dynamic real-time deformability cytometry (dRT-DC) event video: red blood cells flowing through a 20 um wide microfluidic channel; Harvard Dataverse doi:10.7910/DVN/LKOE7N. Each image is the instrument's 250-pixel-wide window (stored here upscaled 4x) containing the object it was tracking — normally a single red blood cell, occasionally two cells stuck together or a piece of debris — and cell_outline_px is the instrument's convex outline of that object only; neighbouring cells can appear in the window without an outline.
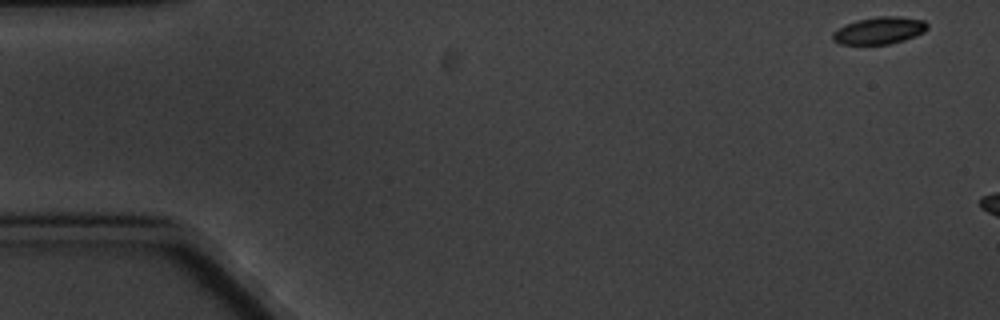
{"species": "common noctule bat (a hibernating species)", "species_latin": "Nyctalus noctula", "temperature_condition": "cold", "stored_images_in_passage": 2, "camera_frame_rate_fps": 3000, "um_per_image_px": 0.085, "animal": {"sex": "male", "body_mass_g": 20.1, "forearm_length_mm": 53.5}, "frame": {"image": 1, "passage_image": 1, "time_ms": 0.0, "image_size_px": [1000, 320], "cell_outline_px": [[928, 28], [924, 32], [904, 40], [888, 44], [840, 44], [832, 40], [832, 32], [856, 20], [880, 16], [896, 16], [924, 20], [928, 24]], "centroid_in_image_um": [74.75, 2.59], "position_along_channel_um": 10.3, "area_um2": 14.85}}